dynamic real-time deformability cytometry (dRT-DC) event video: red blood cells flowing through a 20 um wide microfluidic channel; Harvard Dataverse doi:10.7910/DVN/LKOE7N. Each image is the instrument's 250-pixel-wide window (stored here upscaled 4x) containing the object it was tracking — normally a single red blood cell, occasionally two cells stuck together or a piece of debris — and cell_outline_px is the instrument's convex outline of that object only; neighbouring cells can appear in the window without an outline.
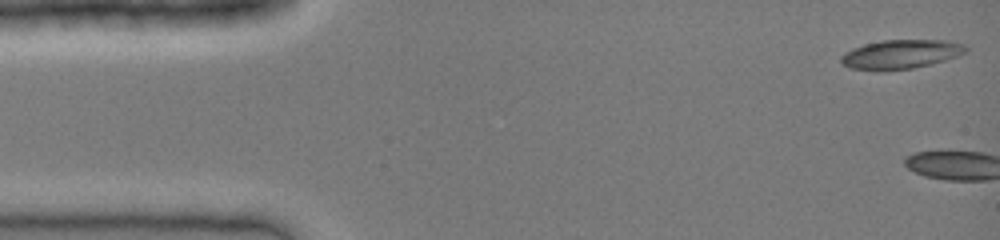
{"species": "common noctule bat (a hibernating species)", "species_latin": "Nyctalus noctula", "temperature_condition": "cold", "stored_images_in_passage": 3, "camera_frame_rate_fps": 3000, "um_per_image_px": 0.085, "animal": {"sex": "female", "body_mass_g": 19.0, "forearm_length_mm": 51.5}, "frame": {"image": 1, "passage_image": 1, "time_ms": 0.0, "image_size_px": [1000, 240], "cell_outline_px": [[968, 52], [932, 64], [912, 68], [880, 72], [848, 68], [840, 60], [840, 56], [844, 52], [852, 48], [864, 44], [884, 40], [948, 40], [964, 44], [968, 48]], "centroid_in_image_um": [76.54, 4.62], "position_along_channel_um": 8.5, "area_um2": 21.5}}